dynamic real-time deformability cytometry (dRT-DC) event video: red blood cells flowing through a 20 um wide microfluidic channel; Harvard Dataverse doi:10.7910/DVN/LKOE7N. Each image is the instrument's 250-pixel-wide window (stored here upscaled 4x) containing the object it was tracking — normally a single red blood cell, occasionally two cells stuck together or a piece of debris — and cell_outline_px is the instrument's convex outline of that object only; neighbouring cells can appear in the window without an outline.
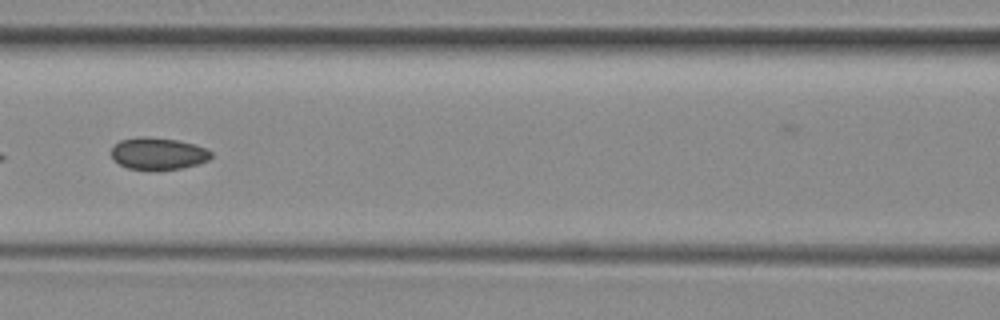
{"species": "common noctule bat (a hibernating species)", "species_latin": "Nyctalus noctula", "temperature_condition": "room temperature", "stored_images_in_passage": 5, "camera_frame_rate_fps": 3000, "um_per_image_px": 0.085, "animal": {"sex": "female", "body_mass_g": 29.2, "forearm_length_mm": 56.3}, "frame": {"image": 1, "passage_image": 4, "time_ms": 3.667, "image_size_px": [1000, 320], "cell_outline_px": [[212, 156], [208, 160], [196, 164], [180, 168], [156, 172], [128, 168], [112, 160], [112, 148], [120, 140], [140, 136], [176, 140], [196, 144], [208, 148], [212, 152]], "centroid_in_image_um": [13.45, 13.08], "position_along_channel_um": 153.2, "area_um2": 18.96}}
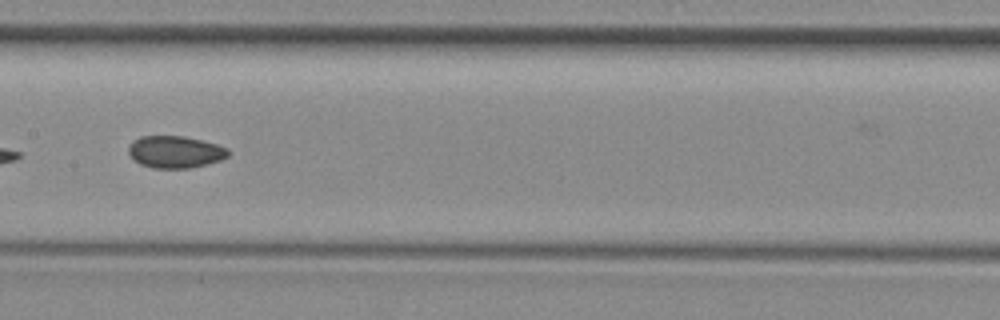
{"frame": {"image": 2, "passage_image": 5, "time_ms": 4.667, "image_size_px": [1000, 320], "cell_outline_px": [[232, 152], [228, 156], [220, 160], [208, 164], [188, 168], [152, 168], [140, 164], [128, 152], [128, 148], [132, 140], [140, 136], [184, 136], [216, 144], [228, 148]], "centroid_in_image_um": [14.91, 12.91], "position_along_channel_um": 192.5, "area_um2": 18.67}}